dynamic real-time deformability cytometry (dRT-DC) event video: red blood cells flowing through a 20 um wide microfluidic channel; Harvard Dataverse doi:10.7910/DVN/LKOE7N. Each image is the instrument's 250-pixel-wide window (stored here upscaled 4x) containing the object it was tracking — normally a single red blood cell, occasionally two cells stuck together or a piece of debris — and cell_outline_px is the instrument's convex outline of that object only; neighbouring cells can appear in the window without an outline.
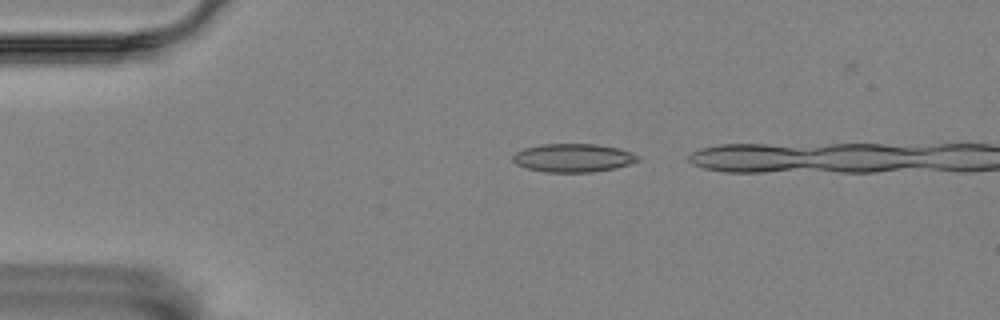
{"species": "Egyptian fruit bat (a non-hibernating species)", "species_latin": "Rousettus aegyptiacus", "temperature_condition": "room temperature", "stored_images_in_passage": 4, "camera_frame_rate_fps": 3000, "um_per_image_px": 0.085, "animal": {"sex": "female"}, "frame": {"image": 1, "passage_image": 2, "time_ms": 0.333, "image_size_px": [1000, 320], "cell_outline_px": [[640, 160], [616, 168], [592, 172], [548, 172], [528, 168], [516, 164], [512, 160], [512, 156], [516, 152], [524, 148], [540, 144], [596, 144], [620, 148], [632, 152], [640, 156]], "centroid_in_image_um": [48.74, 13.41], "position_along_channel_um": 36.3, "area_um2": 20.75}}